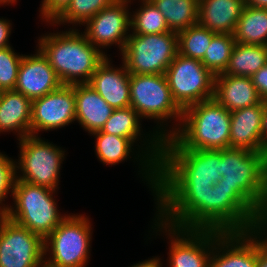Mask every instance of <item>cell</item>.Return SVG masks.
Instances as JSON below:
<instances>
[{
	"instance_id": "6da1fadb",
	"label": "cell",
	"mask_w": 267,
	"mask_h": 267,
	"mask_svg": "<svg viewBox=\"0 0 267 267\" xmlns=\"http://www.w3.org/2000/svg\"><path fill=\"white\" fill-rule=\"evenodd\" d=\"M221 178V150L162 149L155 216L174 227L208 230L209 189Z\"/></svg>"
},
{
	"instance_id": "7a4b0ae2",
	"label": "cell",
	"mask_w": 267,
	"mask_h": 267,
	"mask_svg": "<svg viewBox=\"0 0 267 267\" xmlns=\"http://www.w3.org/2000/svg\"><path fill=\"white\" fill-rule=\"evenodd\" d=\"M37 43L62 85L89 83L107 57L77 28L43 34Z\"/></svg>"
},
{
	"instance_id": "3957f363",
	"label": "cell",
	"mask_w": 267,
	"mask_h": 267,
	"mask_svg": "<svg viewBox=\"0 0 267 267\" xmlns=\"http://www.w3.org/2000/svg\"><path fill=\"white\" fill-rule=\"evenodd\" d=\"M231 112L214 98L183 110L178 129L162 142V149L222 150L229 148Z\"/></svg>"
},
{
	"instance_id": "277c9868",
	"label": "cell",
	"mask_w": 267,
	"mask_h": 267,
	"mask_svg": "<svg viewBox=\"0 0 267 267\" xmlns=\"http://www.w3.org/2000/svg\"><path fill=\"white\" fill-rule=\"evenodd\" d=\"M218 185L232 188L256 212L267 201V153L237 148L221 150Z\"/></svg>"
},
{
	"instance_id": "5b68a950",
	"label": "cell",
	"mask_w": 267,
	"mask_h": 267,
	"mask_svg": "<svg viewBox=\"0 0 267 267\" xmlns=\"http://www.w3.org/2000/svg\"><path fill=\"white\" fill-rule=\"evenodd\" d=\"M130 106L142 119L157 123L153 129L162 140L178 129L182 119L183 110L173 100L165 74H130ZM172 120L178 121L174 127L167 123Z\"/></svg>"
},
{
	"instance_id": "8992f818",
	"label": "cell",
	"mask_w": 267,
	"mask_h": 267,
	"mask_svg": "<svg viewBox=\"0 0 267 267\" xmlns=\"http://www.w3.org/2000/svg\"><path fill=\"white\" fill-rule=\"evenodd\" d=\"M54 193L56 191L46 187L16 181L11 196L14 205L10 206L6 217L45 240L67 217L58 210Z\"/></svg>"
},
{
	"instance_id": "52a82bcc",
	"label": "cell",
	"mask_w": 267,
	"mask_h": 267,
	"mask_svg": "<svg viewBox=\"0 0 267 267\" xmlns=\"http://www.w3.org/2000/svg\"><path fill=\"white\" fill-rule=\"evenodd\" d=\"M92 228L86 215L68 214L44 240V267H86Z\"/></svg>"
},
{
	"instance_id": "ba28073f",
	"label": "cell",
	"mask_w": 267,
	"mask_h": 267,
	"mask_svg": "<svg viewBox=\"0 0 267 267\" xmlns=\"http://www.w3.org/2000/svg\"><path fill=\"white\" fill-rule=\"evenodd\" d=\"M19 148L16 181L59 190L60 169L65 159V149L43 140L40 135H28L20 139Z\"/></svg>"
},
{
	"instance_id": "9c48e42d",
	"label": "cell",
	"mask_w": 267,
	"mask_h": 267,
	"mask_svg": "<svg viewBox=\"0 0 267 267\" xmlns=\"http://www.w3.org/2000/svg\"><path fill=\"white\" fill-rule=\"evenodd\" d=\"M178 53L177 32L132 34L121 53L130 74H165Z\"/></svg>"
},
{
	"instance_id": "30bf717a",
	"label": "cell",
	"mask_w": 267,
	"mask_h": 267,
	"mask_svg": "<svg viewBox=\"0 0 267 267\" xmlns=\"http://www.w3.org/2000/svg\"><path fill=\"white\" fill-rule=\"evenodd\" d=\"M165 76L173 100L182 110L214 98L215 75L200 60L177 53Z\"/></svg>"
},
{
	"instance_id": "8fae6325",
	"label": "cell",
	"mask_w": 267,
	"mask_h": 267,
	"mask_svg": "<svg viewBox=\"0 0 267 267\" xmlns=\"http://www.w3.org/2000/svg\"><path fill=\"white\" fill-rule=\"evenodd\" d=\"M152 233H166L169 238V267H210L214 239L221 233L215 230L182 229L162 222L154 216ZM156 231V232H155ZM159 231V232H158Z\"/></svg>"
},
{
	"instance_id": "7c38bea8",
	"label": "cell",
	"mask_w": 267,
	"mask_h": 267,
	"mask_svg": "<svg viewBox=\"0 0 267 267\" xmlns=\"http://www.w3.org/2000/svg\"><path fill=\"white\" fill-rule=\"evenodd\" d=\"M256 211L232 188L215 183L208 195V230L252 231Z\"/></svg>"
},
{
	"instance_id": "4fadbf2b",
	"label": "cell",
	"mask_w": 267,
	"mask_h": 267,
	"mask_svg": "<svg viewBox=\"0 0 267 267\" xmlns=\"http://www.w3.org/2000/svg\"><path fill=\"white\" fill-rule=\"evenodd\" d=\"M44 239L9 218L0 223V267H44Z\"/></svg>"
},
{
	"instance_id": "5bb4252c",
	"label": "cell",
	"mask_w": 267,
	"mask_h": 267,
	"mask_svg": "<svg viewBox=\"0 0 267 267\" xmlns=\"http://www.w3.org/2000/svg\"><path fill=\"white\" fill-rule=\"evenodd\" d=\"M132 0H117L114 4L105 7L88 20L83 26L84 36L96 48L103 52V48L117 45L122 53L131 31ZM129 7V8H128Z\"/></svg>"
},
{
	"instance_id": "9a60e30c",
	"label": "cell",
	"mask_w": 267,
	"mask_h": 267,
	"mask_svg": "<svg viewBox=\"0 0 267 267\" xmlns=\"http://www.w3.org/2000/svg\"><path fill=\"white\" fill-rule=\"evenodd\" d=\"M76 121L74 85L58 89L32 101L31 135L63 128Z\"/></svg>"
},
{
	"instance_id": "2e32d148",
	"label": "cell",
	"mask_w": 267,
	"mask_h": 267,
	"mask_svg": "<svg viewBox=\"0 0 267 267\" xmlns=\"http://www.w3.org/2000/svg\"><path fill=\"white\" fill-rule=\"evenodd\" d=\"M92 135L96 138L95 153L97 158L106 165L112 166L119 164L131 159V155H135L134 159L140 162L138 164L141 166V169L138 172L143 176L142 181L143 179L144 181L146 180L145 182L150 187L149 189L153 193L152 195L155 196L158 185V164L142 150V146H139V144L136 145V142L132 139L103 133L100 130L91 133ZM134 145L139 147H136L137 150L139 149L136 154L133 152Z\"/></svg>"
},
{
	"instance_id": "e0dca14e",
	"label": "cell",
	"mask_w": 267,
	"mask_h": 267,
	"mask_svg": "<svg viewBox=\"0 0 267 267\" xmlns=\"http://www.w3.org/2000/svg\"><path fill=\"white\" fill-rule=\"evenodd\" d=\"M210 267H257V236L252 231L221 232L213 242Z\"/></svg>"
},
{
	"instance_id": "ac0fdd59",
	"label": "cell",
	"mask_w": 267,
	"mask_h": 267,
	"mask_svg": "<svg viewBox=\"0 0 267 267\" xmlns=\"http://www.w3.org/2000/svg\"><path fill=\"white\" fill-rule=\"evenodd\" d=\"M36 51L33 55H23L14 88L31 101L43 97L62 85L48 59L39 49Z\"/></svg>"
},
{
	"instance_id": "d6986e66",
	"label": "cell",
	"mask_w": 267,
	"mask_h": 267,
	"mask_svg": "<svg viewBox=\"0 0 267 267\" xmlns=\"http://www.w3.org/2000/svg\"><path fill=\"white\" fill-rule=\"evenodd\" d=\"M265 101L231 111L229 147L267 153V138L262 133Z\"/></svg>"
},
{
	"instance_id": "ffe728a7",
	"label": "cell",
	"mask_w": 267,
	"mask_h": 267,
	"mask_svg": "<svg viewBox=\"0 0 267 267\" xmlns=\"http://www.w3.org/2000/svg\"><path fill=\"white\" fill-rule=\"evenodd\" d=\"M140 121H142V118L131 106L114 109L112 115L105 122L100 131L132 139L136 144L137 141L140 140L139 143H141L140 146L142 145V150L159 165L162 155L163 140L154 130L149 131L150 133L145 136V133L141 129L142 126Z\"/></svg>"
},
{
	"instance_id": "44dd1931",
	"label": "cell",
	"mask_w": 267,
	"mask_h": 267,
	"mask_svg": "<svg viewBox=\"0 0 267 267\" xmlns=\"http://www.w3.org/2000/svg\"><path fill=\"white\" fill-rule=\"evenodd\" d=\"M111 62L109 56L106 57L88 84L114 109L129 107L130 73L123 62L121 67H115Z\"/></svg>"
},
{
	"instance_id": "7402d4cb",
	"label": "cell",
	"mask_w": 267,
	"mask_h": 267,
	"mask_svg": "<svg viewBox=\"0 0 267 267\" xmlns=\"http://www.w3.org/2000/svg\"><path fill=\"white\" fill-rule=\"evenodd\" d=\"M214 99L230 112L262 101L251 77L222 73L215 75Z\"/></svg>"
},
{
	"instance_id": "603a6c76",
	"label": "cell",
	"mask_w": 267,
	"mask_h": 267,
	"mask_svg": "<svg viewBox=\"0 0 267 267\" xmlns=\"http://www.w3.org/2000/svg\"><path fill=\"white\" fill-rule=\"evenodd\" d=\"M74 95L76 122L89 134L101 130L114 108L88 83L74 84Z\"/></svg>"
},
{
	"instance_id": "cb8c5ba5",
	"label": "cell",
	"mask_w": 267,
	"mask_h": 267,
	"mask_svg": "<svg viewBox=\"0 0 267 267\" xmlns=\"http://www.w3.org/2000/svg\"><path fill=\"white\" fill-rule=\"evenodd\" d=\"M244 0H199L198 23L212 32L234 35Z\"/></svg>"
},
{
	"instance_id": "d4e9b609",
	"label": "cell",
	"mask_w": 267,
	"mask_h": 267,
	"mask_svg": "<svg viewBox=\"0 0 267 267\" xmlns=\"http://www.w3.org/2000/svg\"><path fill=\"white\" fill-rule=\"evenodd\" d=\"M32 101L18 91H0V133H17L18 140L31 135Z\"/></svg>"
},
{
	"instance_id": "484cf974",
	"label": "cell",
	"mask_w": 267,
	"mask_h": 267,
	"mask_svg": "<svg viewBox=\"0 0 267 267\" xmlns=\"http://www.w3.org/2000/svg\"><path fill=\"white\" fill-rule=\"evenodd\" d=\"M267 64V46L235 43L227 68L222 74L253 76Z\"/></svg>"
},
{
	"instance_id": "4316f807",
	"label": "cell",
	"mask_w": 267,
	"mask_h": 267,
	"mask_svg": "<svg viewBox=\"0 0 267 267\" xmlns=\"http://www.w3.org/2000/svg\"><path fill=\"white\" fill-rule=\"evenodd\" d=\"M234 38L237 43L267 46V9L245 5Z\"/></svg>"
},
{
	"instance_id": "83f0119b",
	"label": "cell",
	"mask_w": 267,
	"mask_h": 267,
	"mask_svg": "<svg viewBox=\"0 0 267 267\" xmlns=\"http://www.w3.org/2000/svg\"><path fill=\"white\" fill-rule=\"evenodd\" d=\"M165 17L171 31L198 24L199 0H150Z\"/></svg>"
},
{
	"instance_id": "f1b7e54d",
	"label": "cell",
	"mask_w": 267,
	"mask_h": 267,
	"mask_svg": "<svg viewBox=\"0 0 267 267\" xmlns=\"http://www.w3.org/2000/svg\"><path fill=\"white\" fill-rule=\"evenodd\" d=\"M216 34L199 23L181 30L177 33L178 53L201 61Z\"/></svg>"
},
{
	"instance_id": "f546056e",
	"label": "cell",
	"mask_w": 267,
	"mask_h": 267,
	"mask_svg": "<svg viewBox=\"0 0 267 267\" xmlns=\"http://www.w3.org/2000/svg\"><path fill=\"white\" fill-rule=\"evenodd\" d=\"M139 2L140 8L131 12L132 34H159L171 31L163 14L150 0Z\"/></svg>"
},
{
	"instance_id": "4dcf8cb0",
	"label": "cell",
	"mask_w": 267,
	"mask_h": 267,
	"mask_svg": "<svg viewBox=\"0 0 267 267\" xmlns=\"http://www.w3.org/2000/svg\"><path fill=\"white\" fill-rule=\"evenodd\" d=\"M117 0H71L67 9L50 25L72 24L83 26L100 10L114 4Z\"/></svg>"
},
{
	"instance_id": "1f68e13d",
	"label": "cell",
	"mask_w": 267,
	"mask_h": 267,
	"mask_svg": "<svg viewBox=\"0 0 267 267\" xmlns=\"http://www.w3.org/2000/svg\"><path fill=\"white\" fill-rule=\"evenodd\" d=\"M235 43L234 35L217 33L212 38L201 62L214 75L223 73L227 68Z\"/></svg>"
},
{
	"instance_id": "d6a6232c",
	"label": "cell",
	"mask_w": 267,
	"mask_h": 267,
	"mask_svg": "<svg viewBox=\"0 0 267 267\" xmlns=\"http://www.w3.org/2000/svg\"><path fill=\"white\" fill-rule=\"evenodd\" d=\"M22 57L12 46L0 49V91L14 90Z\"/></svg>"
},
{
	"instance_id": "836d02e7",
	"label": "cell",
	"mask_w": 267,
	"mask_h": 267,
	"mask_svg": "<svg viewBox=\"0 0 267 267\" xmlns=\"http://www.w3.org/2000/svg\"><path fill=\"white\" fill-rule=\"evenodd\" d=\"M16 162V160L0 152V210L5 214L11 206L5 204V199L10 193L13 196L17 180Z\"/></svg>"
},
{
	"instance_id": "e575fe53",
	"label": "cell",
	"mask_w": 267,
	"mask_h": 267,
	"mask_svg": "<svg viewBox=\"0 0 267 267\" xmlns=\"http://www.w3.org/2000/svg\"><path fill=\"white\" fill-rule=\"evenodd\" d=\"M40 15L42 21L53 23L70 5L71 0H42Z\"/></svg>"
},
{
	"instance_id": "d590c367",
	"label": "cell",
	"mask_w": 267,
	"mask_h": 267,
	"mask_svg": "<svg viewBox=\"0 0 267 267\" xmlns=\"http://www.w3.org/2000/svg\"><path fill=\"white\" fill-rule=\"evenodd\" d=\"M252 232L261 240L267 248V201L256 212Z\"/></svg>"
},
{
	"instance_id": "8d00e7d4",
	"label": "cell",
	"mask_w": 267,
	"mask_h": 267,
	"mask_svg": "<svg viewBox=\"0 0 267 267\" xmlns=\"http://www.w3.org/2000/svg\"><path fill=\"white\" fill-rule=\"evenodd\" d=\"M251 78L261 99L267 102V64L261 67Z\"/></svg>"
},
{
	"instance_id": "74e56055",
	"label": "cell",
	"mask_w": 267,
	"mask_h": 267,
	"mask_svg": "<svg viewBox=\"0 0 267 267\" xmlns=\"http://www.w3.org/2000/svg\"><path fill=\"white\" fill-rule=\"evenodd\" d=\"M12 24L10 20L0 18V49L11 46L9 36L11 35Z\"/></svg>"
},
{
	"instance_id": "f35d334b",
	"label": "cell",
	"mask_w": 267,
	"mask_h": 267,
	"mask_svg": "<svg viewBox=\"0 0 267 267\" xmlns=\"http://www.w3.org/2000/svg\"><path fill=\"white\" fill-rule=\"evenodd\" d=\"M257 267H267V248L257 237Z\"/></svg>"
},
{
	"instance_id": "ab89813d",
	"label": "cell",
	"mask_w": 267,
	"mask_h": 267,
	"mask_svg": "<svg viewBox=\"0 0 267 267\" xmlns=\"http://www.w3.org/2000/svg\"><path fill=\"white\" fill-rule=\"evenodd\" d=\"M130 267H162V261L161 259L157 256V257H153L151 259H146L143 262L136 263L133 264Z\"/></svg>"
},
{
	"instance_id": "60d3db41",
	"label": "cell",
	"mask_w": 267,
	"mask_h": 267,
	"mask_svg": "<svg viewBox=\"0 0 267 267\" xmlns=\"http://www.w3.org/2000/svg\"><path fill=\"white\" fill-rule=\"evenodd\" d=\"M244 2L247 6L267 9V0H244Z\"/></svg>"
},
{
	"instance_id": "b9f144b4",
	"label": "cell",
	"mask_w": 267,
	"mask_h": 267,
	"mask_svg": "<svg viewBox=\"0 0 267 267\" xmlns=\"http://www.w3.org/2000/svg\"><path fill=\"white\" fill-rule=\"evenodd\" d=\"M262 133L267 138V102H265L262 115Z\"/></svg>"
},
{
	"instance_id": "7bdbcfd3",
	"label": "cell",
	"mask_w": 267,
	"mask_h": 267,
	"mask_svg": "<svg viewBox=\"0 0 267 267\" xmlns=\"http://www.w3.org/2000/svg\"><path fill=\"white\" fill-rule=\"evenodd\" d=\"M14 3H17V0H0V5H9V4H13L14 5Z\"/></svg>"
},
{
	"instance_id": "ee69618b",
	"label": "cell",
	"mask_w": 267,
	"mask_h": 267,
	"mask_svg": "<svg viewBox=\"0 0 267 267\" xmlns=\"http://www.w3.org/2000/svg\"><path fill=\"white\" fill-rule=\"evenodd\" d=\"M6 217V214L3 213L1 210H0V223L2 222V220Z\"/></svg>"
}]
</instances>
